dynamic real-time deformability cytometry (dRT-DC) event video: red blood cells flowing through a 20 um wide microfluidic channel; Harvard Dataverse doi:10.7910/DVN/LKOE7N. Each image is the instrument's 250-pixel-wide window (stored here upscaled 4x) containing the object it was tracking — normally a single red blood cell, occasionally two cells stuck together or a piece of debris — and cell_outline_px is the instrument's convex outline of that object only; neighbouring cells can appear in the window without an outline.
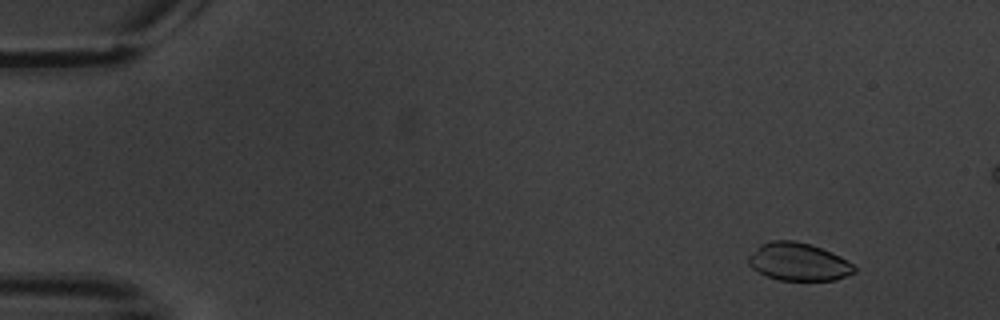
{"species": "common noctule bat (a hibernating species)", "species_latin": "Nyctalus noctula", "temperature_condition": "warm", "stored_images_in_passage": 5, "camera_frame_rate_fps": 3000, "um_per_image_px": 0.085, "animal": {"sex": "male", "body_mass_g": 20.1, "forearm_length_mm": 53.5}, "frame": {"image": 1, "passage_image": 1, "time_ms": 0.0, "image_size_px": [1000, 320], "cell_outline_px": [[856, 272], [836, 280], [780, 280], [768, 276], [752, 268], [748, 264], [748, 256], [760, 244], [772, 240], [792, 240], [812, 244], [840, 256], [852, 264], [856, 268]], "centroid_in_image_um": [67.87, 22.24], "position_along_channel_um": 17.1, "area_um2": 23.29}}